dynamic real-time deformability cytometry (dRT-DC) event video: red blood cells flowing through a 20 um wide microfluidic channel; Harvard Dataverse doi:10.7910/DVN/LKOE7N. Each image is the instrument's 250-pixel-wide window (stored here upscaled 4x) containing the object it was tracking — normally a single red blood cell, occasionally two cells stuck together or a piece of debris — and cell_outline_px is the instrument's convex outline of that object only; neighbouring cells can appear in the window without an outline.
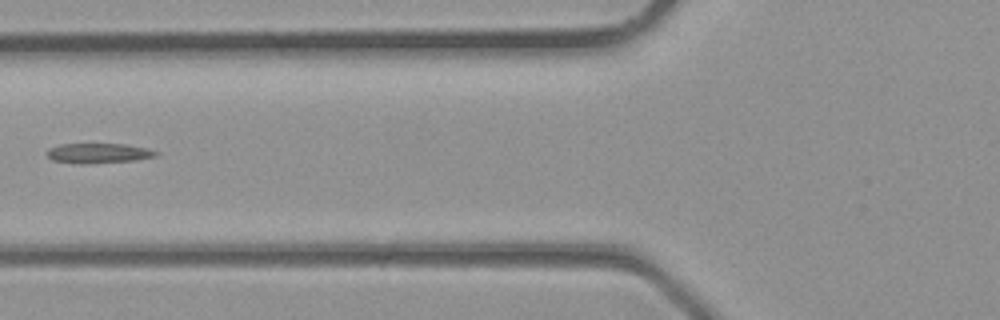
{"species": "common noctule bat (a hibernating species)", "species_latin": "Nyctalus noctula", "temperature_condition": "room temperature", "stored_images_in_passage": 3, "camera_frame_rate_fps": 3000, "um_per_image_px": 0.085, "animal": {"sex": "male", "body_mass_g": 23.1, "forearm_length_mm": 52.7}, "frame": {"image": 1, "passage_image": 3, "time_ms": 0.667, "image_size_px": [1000, 320], "cell_outline_px": [[160, 152], [156, 156], [136, 160], [80, 164], [76, 164], [52, 160], [44, 152], [48, 148], [60, 144], [124, 144], [148, 148]], "centroid_in_image_um": [8.34, 13.02], "position_along_channel_um": 117.5, "area_um2": 12.77}}